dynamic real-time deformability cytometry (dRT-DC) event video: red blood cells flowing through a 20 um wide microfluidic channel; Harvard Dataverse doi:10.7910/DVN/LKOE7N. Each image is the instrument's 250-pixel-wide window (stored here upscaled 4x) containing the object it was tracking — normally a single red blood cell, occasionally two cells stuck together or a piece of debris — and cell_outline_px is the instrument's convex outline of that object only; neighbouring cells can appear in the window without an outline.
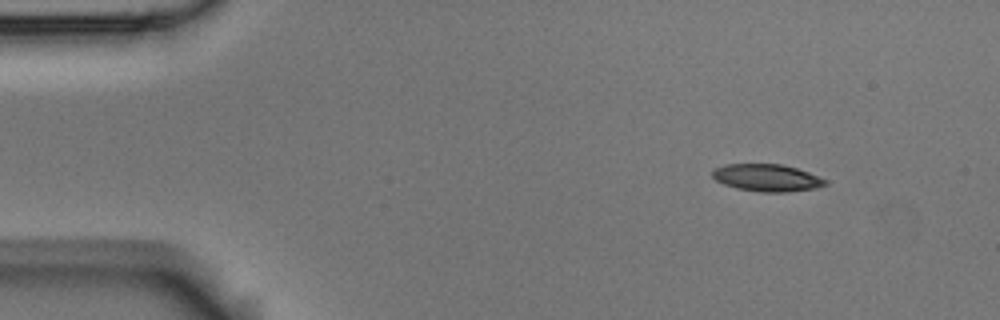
{"species": "Egyptian fruit bat (a non-hibernating species)", "species_latin": "Rousettus aegyptiacus", "temperature_condition": "room temperature", "stored_images_in_passage": 4, "camera_frame_rate_fps": 3000, "um_per_image_px": 0.085, "animal": {"sex": "male"}, "frame": {"image": 1, "passage_image": 4, "time_ms": 1.0, "image_size_px": [1000, 320], "cell_outline_px": [[828, 184], [816, 188], [788, 192], [760, 192], [736, 188], [724, 184], [716, 180], [712, 176], [712, 168], [724, 164], [780, 164], [796, 168], [808, 172], [828, 180]], "centroid_in_image_um": [65.18, 15.11], "position_along_channel_um": 19.8, "area_um2": 18.03}}